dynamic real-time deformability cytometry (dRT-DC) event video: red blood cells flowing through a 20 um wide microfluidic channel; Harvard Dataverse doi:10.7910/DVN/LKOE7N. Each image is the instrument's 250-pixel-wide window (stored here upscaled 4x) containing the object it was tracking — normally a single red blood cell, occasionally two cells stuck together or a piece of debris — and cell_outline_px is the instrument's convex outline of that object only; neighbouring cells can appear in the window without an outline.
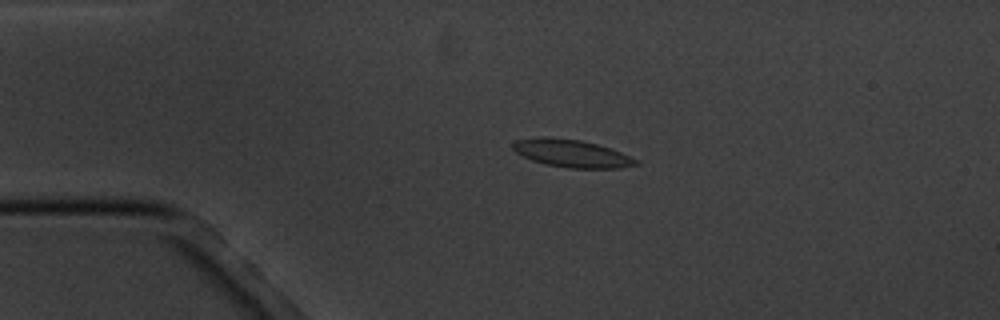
{"species": "common noctule bat (a hibernating species)", "species_latin": "Nyctalus noctula", "temperature_condition": "cold", "stored_images_in_passage": 14, "camera_frame_rate_fps": 3000, "um_per_image_px": 0.085, "animal": {"sex": "male", "body_mass_g": 20.1, "forearm_length_mm": 53.5}, "frame": {"image": 1, "passage_image": 1, "time_ms": 0.0, "image_size_px": [1000, 320], "cell_outline_px": [[640, 164], [620, 168], [568, 168], [544, 164], [532, 160], [516, 152], [512, 148], [512, 144], [516, 140], [540, 136], [552, 136], [580, 140], [596, 144], [620, 152], [640, 160]], "centroid_in_image_um": [48.59, 13.03], "position_along_channel_um": 36.4, "area_um2": 19.94}}
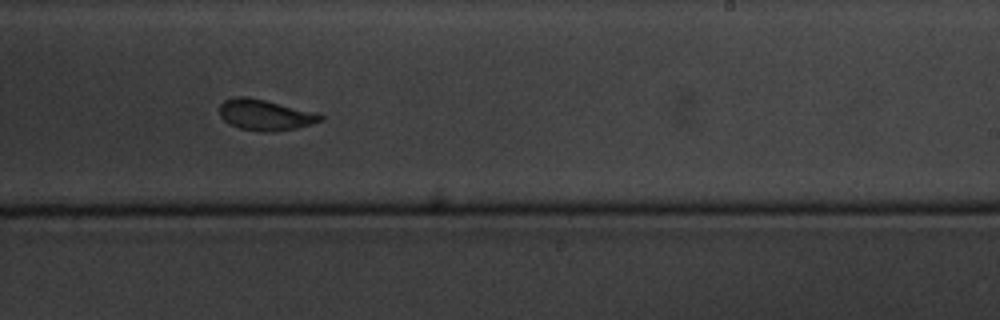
{"frame": {"image": 2, "passage_image": 8, "time_ms": 7.667, "image_size_px": [1000, 320], "cell_outline_px": [[324, 120], [312, 124], [296, 128], [276, 132], [260, 132], [240, 128], [224, 120], [220, 116], [220, 104], [224, 100], [236, 96], [248, 96], [316, 112], [324, 116]], "centroid_in_image_um": [22.56, 9.77], "position_along_channel_um": 266.4, "area_um2": 18.26}}
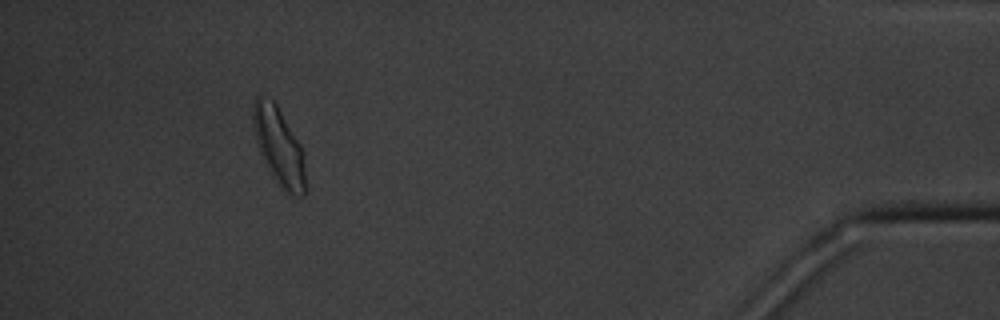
{"frame": {"image": 3, "passage_image": 13, "time_ms": 13.667, "image_size_px": [1000, 320], "cell_outline_px": [[308, 192], [304, 196], [292, 200], [280, 188], [272, 176], [260, 152], [256, 140], [252, 124], [252, 108], [256, 96], [260, 92], [272, 100], [276, 104], [300, 144]], "centroid_in_image_um": [23.71, 12.52], "position_along_channel_um": 411.5, "area_um2": 24.22}, "authors_computed_cell_mechanics": {"area_um2": 18.7272, "velocity_mm_per_s": 3.4224, "shape_relaxation_time_tau1_ms": 3.004, "shape_relaxation_time_tau2_ms": 2.5134, "deformation_change_tau1": 0.1264, "deformation_change_tau2": 0.0508}}